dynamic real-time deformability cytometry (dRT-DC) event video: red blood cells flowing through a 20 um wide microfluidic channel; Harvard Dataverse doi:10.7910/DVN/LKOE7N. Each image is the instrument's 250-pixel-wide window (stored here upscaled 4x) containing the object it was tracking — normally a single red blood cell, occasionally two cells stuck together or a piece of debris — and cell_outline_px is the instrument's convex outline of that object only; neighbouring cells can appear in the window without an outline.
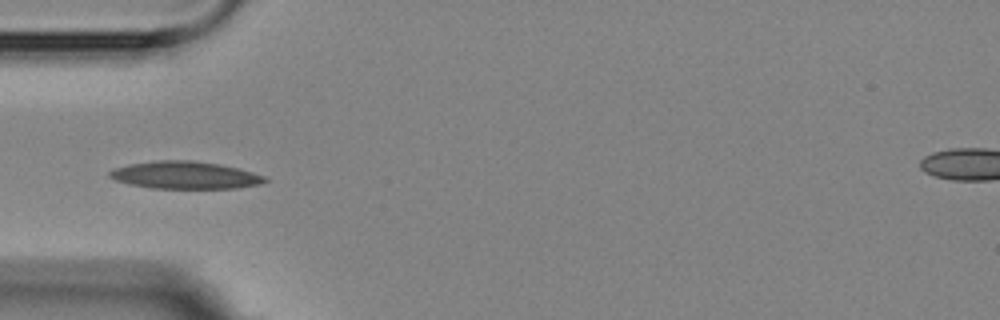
{"species": "Egyptian fruit bat (a non-hibernating species)", "species_latin": "Rousettus aegyptiacus", "temperature_condition": "room temperature", "stored_images_in_passage": 12, "camera_frame_rate_fps": 3000, "um_per_image_px": 0.085, "animal": {"sex": "female"}, "frame": {"image": 1, "passage_image": 4, "time_ms": 4.667, "image_size_px": [1000, 320], "cell_outline_px": [[268, 180], [260, 184], [236, 188], [152, 188], [132, 184], [116, 180], [108, 176], [108, 172], [116, 168], [128, 164], [156, 160], [192, 160], [220, 164], [252, 172], [264, 176]], "centroid_in_image_um": [15.72, 14.88], "position_along_channel_um": 69.3, "area_um2": 24.62}}
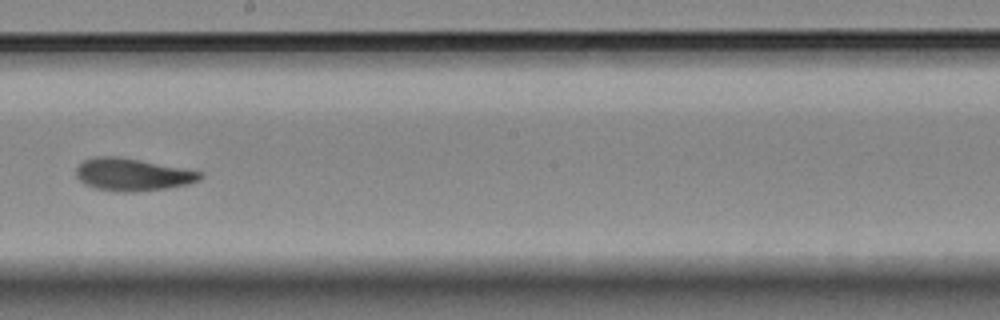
{"frame": {"image": 2, "passage_image": 8, "time_ms": 9.333, "image_size_px": [1000, 320], "cell_outline_px": [[204, 176], [200, 180], [188, 184], [164, 188], [132, 192], [116, 192], [92, 188], [84, 184], [76, 176], [76, 168], [84, 160], [96, 156], [116, 156], [140, 160], [204, 172]], "centroid_in_image_um": [11.25, 14.84], "position_along_channel_um": 237.0, "area_um2": 23.52}}
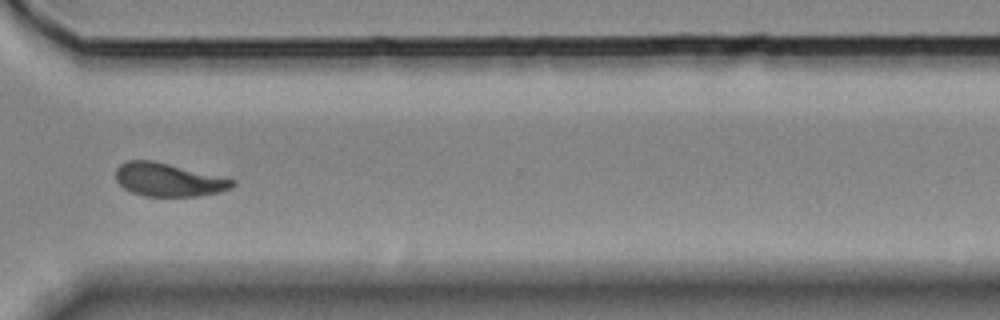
{"frame": {"image": 3, "passage_image": 11, "time_ms": 12.667, "image_size_px": [1000, 320], "cell_outline_px": [[236, 184], [220, 192], [200, 196], [144, 196], [132, 192], [124, 188], [116, 180], [116, 168], [120, 164], [128, 160], [152, 160], [236, 180]], "centroid_in_image_um": [14.3, 15.28], "position_along_channel_um": 356.3, "area_um2": 22.43}, "authors_computed_cell_mechanics": {"area_um2": 23.0622, "velocity_mm_per_s": 3.5903, "shape_relaxation_time_tau1_ms": 3.5062, "shape_relaxation_time_tau2_ms": 2.3381, "deformation_change_tau1": 0.1288, "deformation_change_tau2": 0.0528}}